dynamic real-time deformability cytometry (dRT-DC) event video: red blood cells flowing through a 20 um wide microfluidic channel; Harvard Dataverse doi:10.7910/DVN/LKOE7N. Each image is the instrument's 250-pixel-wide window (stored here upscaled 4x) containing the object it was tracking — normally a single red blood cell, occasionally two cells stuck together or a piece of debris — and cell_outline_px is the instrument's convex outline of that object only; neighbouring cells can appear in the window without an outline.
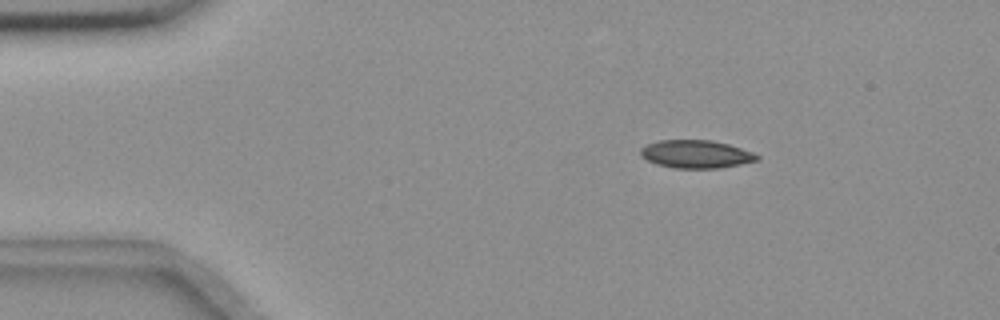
{"species": "common noctule bat (a hibernating species)", "species_latin": "Nyctalus noctula", "temperature_condition": "room temperature", "stored_images_in_passage": 4, "camera_frame_rate_fps": 3000, "um_per_image_px": 0.085, "animal": {"sex": "female", "body_mass_g": 18.4}, "frame": {"image": 1, "passage_image": 2, "time_ms": 1.333, "image_size_px": [1000, 320], "cell_outline_px": [[760, 160], [720, 168], [676, 168], [656, 164], [640, 156], [640, 148], [648, 144], [660, 140], [712, 140], [728, 144], [752, 152], [760, 156]], "centroid_in_image_um": [59.16, 13.1], "position_along_channel_um": 25.8, "area_um2": 18.96}}